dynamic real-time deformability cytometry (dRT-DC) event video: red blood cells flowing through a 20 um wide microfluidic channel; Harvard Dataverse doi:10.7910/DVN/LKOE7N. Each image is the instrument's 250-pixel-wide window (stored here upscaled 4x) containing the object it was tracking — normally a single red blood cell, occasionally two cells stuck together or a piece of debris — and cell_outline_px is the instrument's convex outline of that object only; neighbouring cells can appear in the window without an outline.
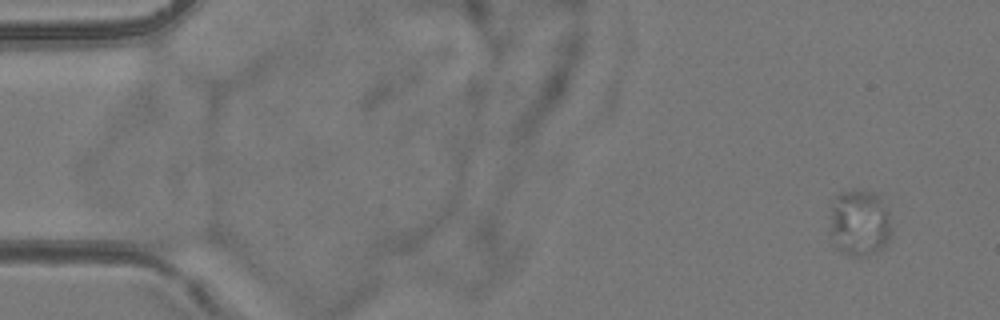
{"species": "common noctule bat (a hibernating species)", "species_latin": "Nyctalus noctula", "temperature_condition": "room temperature", "stored_images_in_passage": 11, "camera_frame_rate_fps": 3000, "um_per_image_px": 0.085, "animal": {"sex": "female", "body_mass_g": 24.6, "forearm_length_mm": 56.2}, "frame": {"image": 1, "passage_image": 1, "time_ms": 0.0, "image_size_px": [1000, 320], "cell_outline_px": [[892, 232], [888, 244], [876, 252], [860, 256], [852, 256], [840, 252], [832, 244], [832, 208], [836, 196], [840, 192], [852, 188], [880, 192], [888, 212], [892, 228]], "centroid_in_image_um": [73.11, 18.91], "position_along_channel_um": 11.9, "area_um2": 24.51}}
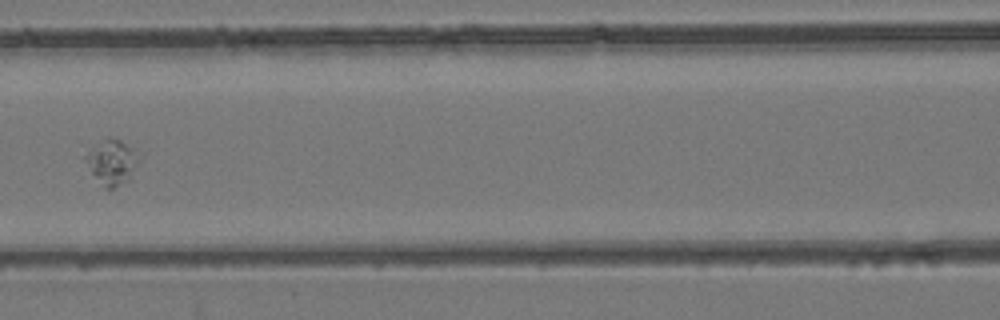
{"frame": {"image": 2, "passage_image": 7, "time_ms": 7.667, "image_size_px": [1000, 320], "cell_outline_px": [[144, 156], [128, 180], [108, 192], [104, 188], [80, 156], [88, 148], [104, 140], [120, 140]], "centroid_in_image_um": [9.51, 13.8], "position_along_channel_um": 157.1, "area_um2": 14.33}}
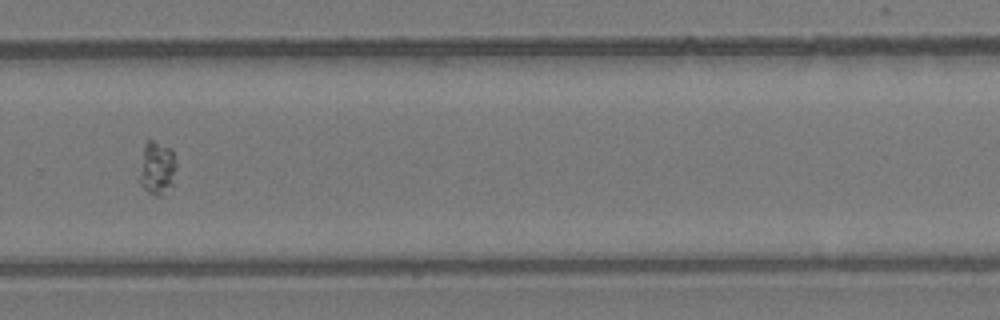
{"frame": {"image": 3, "passage_image": 11, "time_ms": 12.0, "image_size_px": [1000, 320], "cell_outline_px": [[176, 168], [172, 184], [160, 196], [156, 196], [148, 192], [140, 184], [140, 172], [144, 148], [148, 140], [152, 140], [172, 148], [176, 164]], "centroid_in_image_um": [13.37, 14.28], "position_along_channel_um": 316.4, "area_um2": 11.16}}